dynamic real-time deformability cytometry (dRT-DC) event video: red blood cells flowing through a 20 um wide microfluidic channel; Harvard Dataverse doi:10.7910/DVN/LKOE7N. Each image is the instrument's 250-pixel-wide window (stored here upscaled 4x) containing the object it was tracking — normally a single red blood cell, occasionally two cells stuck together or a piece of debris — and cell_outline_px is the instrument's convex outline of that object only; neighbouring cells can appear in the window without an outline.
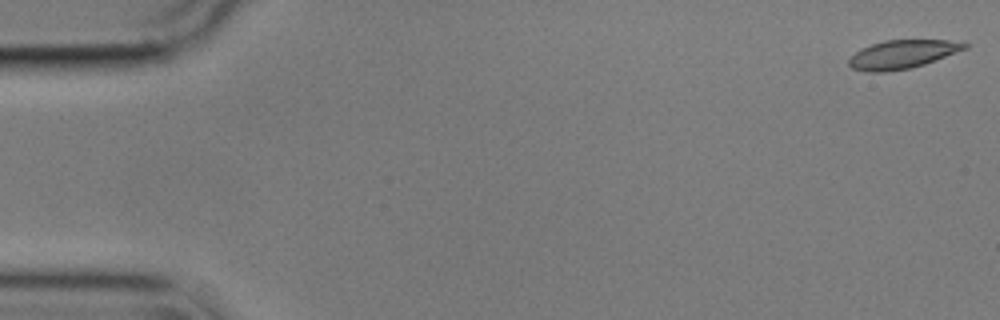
{"species": "common noctule bat (a hibernating species)", "species_latin": "Nyctalus noctula", "temperature_condition": "cold", "stored_images_in_passage": 56, "camera_frame_rate_fps": 3000, "um_per_image_px": 0.085, "animal": {"sex": "male", "body_mass_g": 17.9}, "frame": {"image": 1, "passage_image": 1, "time_ms": 0.0, "image_size_px": [1000, 320], "cell_outline_px": [[968, 48], [924, 64], [912, 68], [884, 72], [864, 72], [852, 68], [848, 64], [848, 60], [860, 48], [884, 40], [948, 40], [968, 44]], "centroid_in_image_um": [76.66, 4.62], "position_along_channel_um": 8.3, "area_um2": 19.19}}
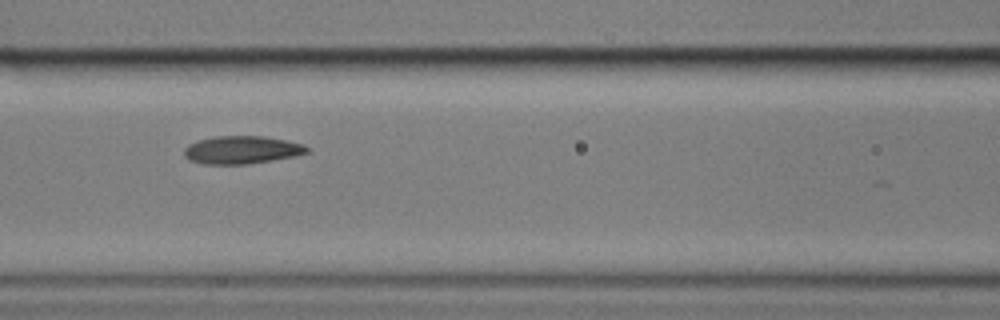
{"frame": {"image": 2, "passage_image": 24, "time_ms": 7.667, "image_size_px": [1000, 320], "cell_outline_px": [[308, 152], [292, 156], [272, 160], [248, 164], [204, 164], [188, 160], [184, 156], [184, 148], [188, 144], [200, 140], [216, 136], [264, 136], [304, 144], [308, 148]], "centroid_in_image_um": [20.51, 12.74], "position_along_channel_um": 146.1, "area_um2": 19.83}}
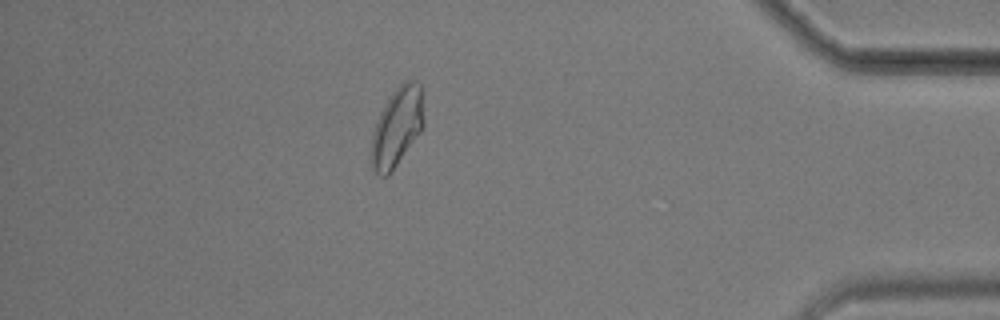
{"frame": {"image": 3, "passage_image": 49, "time_ms": 16.0, "image_size_px": [1000, 320], "cell_outline_px": [[424, 128], [388, 176], [380, 176], [372, 168], [372, 132], [380, 112], [392, 92], [404, 80], [412, 80], [420, 84], [424, 120]], "centroid_in_image_um": [33.76, 10.79], "position_along_channel_um": 401.4, "area_um2": 23.99}, "authors_computed_cell_mechanics": {"area_um2": 20.2878, "velocity_mm_per_s": 3.555, "shape_relaxation_time_tau1_ms": 4.3879, "shape_relaxation_time_tau2_ms": 2.9234, "deformation_change_tau1": 0.1412, "deformation_change_tau2": 0.0847}}